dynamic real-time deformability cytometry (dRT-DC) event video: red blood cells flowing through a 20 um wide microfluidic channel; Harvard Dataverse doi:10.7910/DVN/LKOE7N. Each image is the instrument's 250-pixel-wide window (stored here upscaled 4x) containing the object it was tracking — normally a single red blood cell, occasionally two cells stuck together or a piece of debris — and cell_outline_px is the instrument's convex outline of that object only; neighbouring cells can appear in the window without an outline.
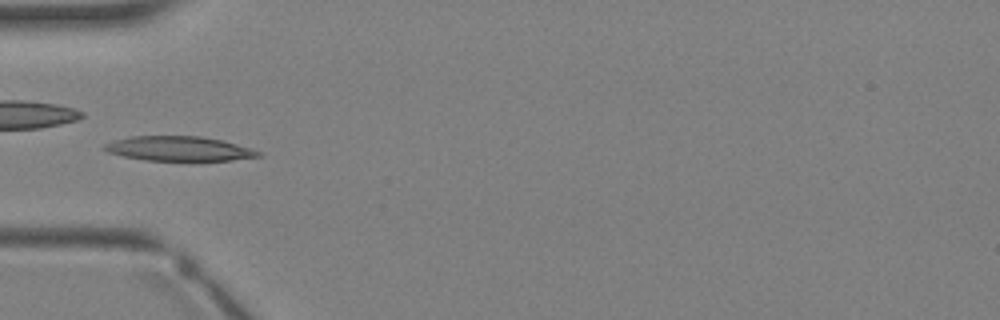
{"species": "Egyptian fruit bat (a non-hibernating species)", "species_latin": "Rousettus aegyptiacus", "temperature_condition": "warm", "stored_images_in_passage": 3, "camera_frame_rate_fps": 3000, "um_per_image_px": 0.085, "animal": {"sex": "female"}, "frame": {"image": 1, "passage_image": 3, "time_ms": 2.333, "image_size_px": [1000, 320], "cell_outline_px": [[264, 156], [232, 160], [148, 160], [124, 156], [108, 152], [100, 148], [104, 144], [116, 140], [132, 136], [200, 136], [220, 140], [236, 144], [260, 152]], "centroid_in_image_um": [15.19, 12.63], "position_along_channel_um": 69.8, "area_um2": 21.73}}